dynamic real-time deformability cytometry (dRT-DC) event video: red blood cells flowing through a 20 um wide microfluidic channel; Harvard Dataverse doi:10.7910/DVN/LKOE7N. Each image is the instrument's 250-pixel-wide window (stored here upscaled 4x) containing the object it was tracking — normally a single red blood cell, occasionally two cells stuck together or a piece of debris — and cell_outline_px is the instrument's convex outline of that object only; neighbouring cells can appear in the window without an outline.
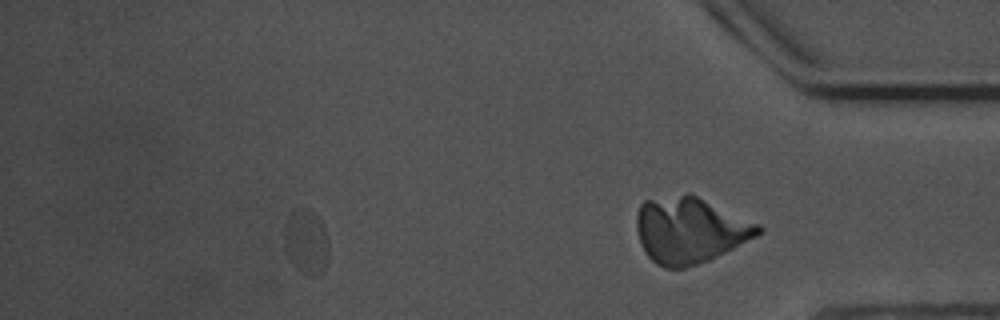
{"species": "common noctule bat (a hibernating species)", "species_latin": "Nyctalus noctula", "temperature_condition": "warm", "stored_images_in_passage": 42, "camera_frame_rate_fps": 3000, "um_per_image_px": 0.085, "animal": {"sex": "male", "body_mass_g": 17.5, "forearm_length_mm": 52.3}, "frame": {"image": 1, "passage_image": 37, "time_ms": 12.0, "image_size_px": [1000, 320], "cell_outline_px": [[328, 260], [324, 268], [316, 276], [304, 272], [296, 268], [288, 256], [284, 244], [284, 228], [288, 216], [296, 208], [308, 208], [320, 220], [324, 228], [328, 240]], "centroid_in_image_um": [26.02, 20.52], "position_along_channel_um": 409.2, "area_um2": 16.59}}